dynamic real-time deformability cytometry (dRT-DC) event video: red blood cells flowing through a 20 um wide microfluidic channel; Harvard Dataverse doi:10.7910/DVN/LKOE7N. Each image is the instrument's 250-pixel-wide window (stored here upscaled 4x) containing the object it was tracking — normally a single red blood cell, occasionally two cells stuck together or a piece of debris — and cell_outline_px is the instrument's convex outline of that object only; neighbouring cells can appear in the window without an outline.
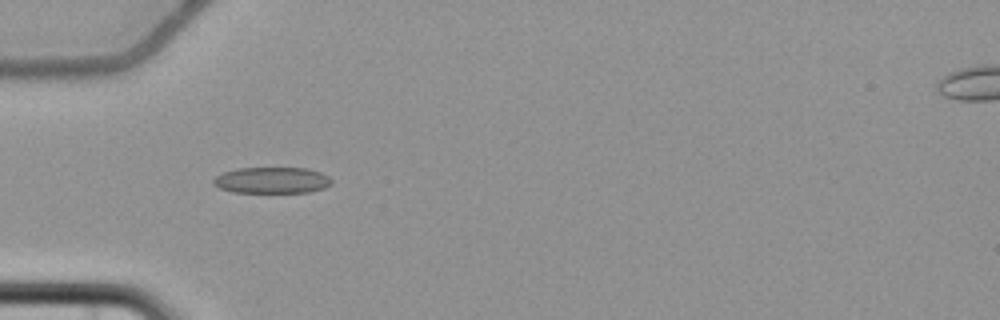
{"species": "common noctule bat (a hibernating species)", "species_latin": "Nyctalus noctula", "temperature_condition": "cold", "stored_images_in_passage": 9, "camera_frame_rate_fps": 3000, "um_per_image_px": 0.085, "animal": {"sex": "female", "body_mass_g": 22.7, "forearm_length_mm": 54.2}, "frame": {"image": 1, "passage_image": 4, "time_ms": 4.333, "image_size_px": [1000, 320], "cell_outline_px": [[332, 184], [324, 188], [308, 192], [232, 192], [220, 188], [212, 184], [212, 180], [216, 176], [224, 172], [240, 168], [308, 168], [320, 172], [328, 176], [332, 180]], "centroid_in_image_um": [23.12, 15.32], "position_along_channel_um": 61.9, "area_um2": 18.03}}
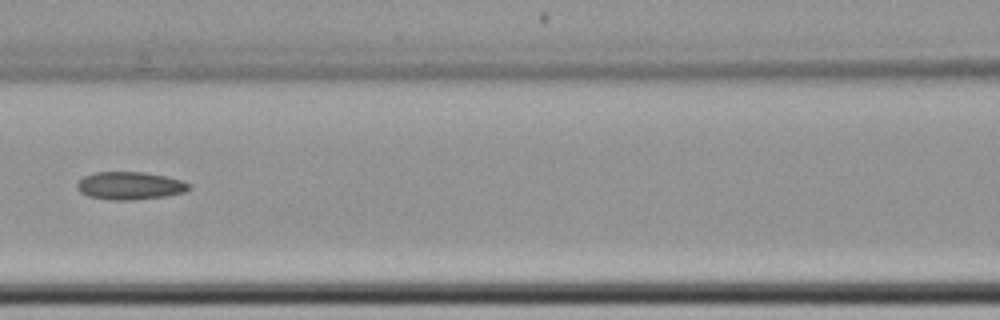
{"frame": {"image": 2, "passage_image": 6, "time_ms": 7.0, "image_size_px": [1000, 320], "cell_outline_px": [[192, 184], [184, 192], [164, 196], [132, 200], [112, 200], [88, 196], [80, 192], [76, 188], [76, 184], [84, 176], [96, 172], [144, 172], [164, 176], [180, 180]], "centroid_in_image_um": [11.01, 15.78], "position_along_channel_um": 155.6, "area_um2": 17.98}}
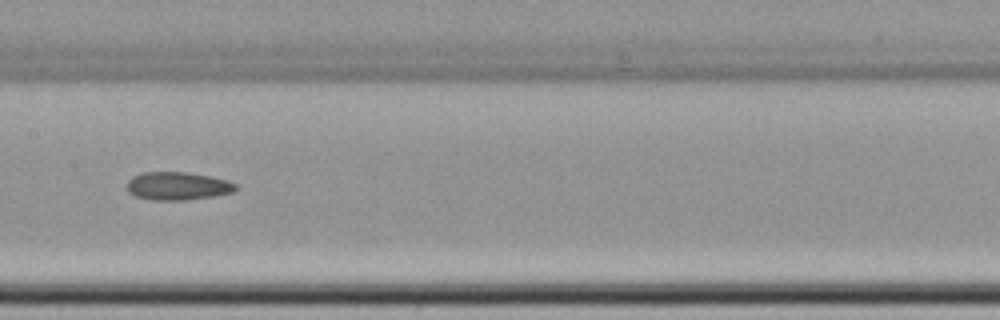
{"frame": {"image": 3, "passage_image": 7, "time_ms": 8.0, "image_size_px": [1000, 320], "cell_outline_px": [[236, 188], [232, 192], [216, 196], [184, 200], [152, 200], [136, 196], [128, 192], [128, 180], [132, 176], [144, 172], [184, 172], [208, 176], [228, 180], [236, 184]], "centroid_in_image_um": [15.09, 15.81], "position_along_channel_um": 192.3, "area_um2": 17.69}}